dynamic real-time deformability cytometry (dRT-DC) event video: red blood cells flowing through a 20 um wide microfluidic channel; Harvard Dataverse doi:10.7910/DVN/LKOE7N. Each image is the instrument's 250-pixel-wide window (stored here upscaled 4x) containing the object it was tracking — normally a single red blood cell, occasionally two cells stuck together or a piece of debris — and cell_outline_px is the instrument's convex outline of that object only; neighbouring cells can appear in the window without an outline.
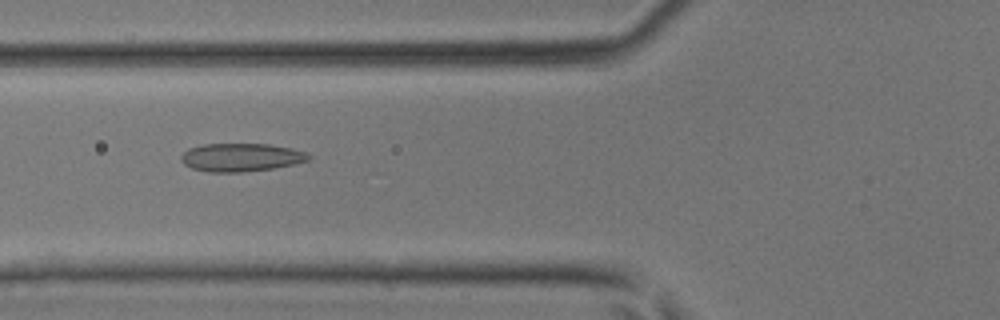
{"species": "common noctule bat (a hibernating species)", "species_latin": "Nyctalus noctula", "temperature_condition": "room temperature", "stored_images_in_passage": 44, "camera_frame_rate_fps": 3000, "um_per_image_px": 0.085, "animal": {"sex": "male", "body_mass_g": 17.9, "forearm_length_mm": 54.2}, "frame": {"image": 1, "passage_image": 17, "time_ms": 5.333, "image_size_px": [1000, 320], "cell_outline_px": [[312, 156], [308, 160], [292, 164], [272, 168], [244, 172], [208, 172], [192, 168], [184, 164], [180, 160], [180, 156], [188, 148], [204, 144], [268, 144], [292, 148], [308, 152]], "centroid_in_image_um": [20.48, 13.37], "position_along_channel_um": 105.3, "area_um2": 20.98}}
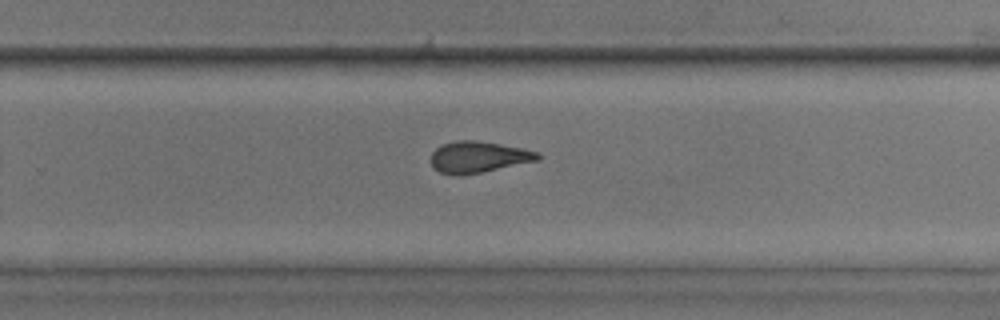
{"frame": {"image": 2, "passage_image": 29, "time_ms": 9.333, "image_size_px": [1000, 320], "cell_outline_px": [[540, 160], [460, 176], [452, 176], [440, 172], [432, 168], [432, 152], [440, 144], [456, 140], [472, 140], [500, 144], [540, 152]], "centroid_in_image_um": [40.63, 13.35], "position_along_channel_um": 289.2, "area_um2": 19.54}}
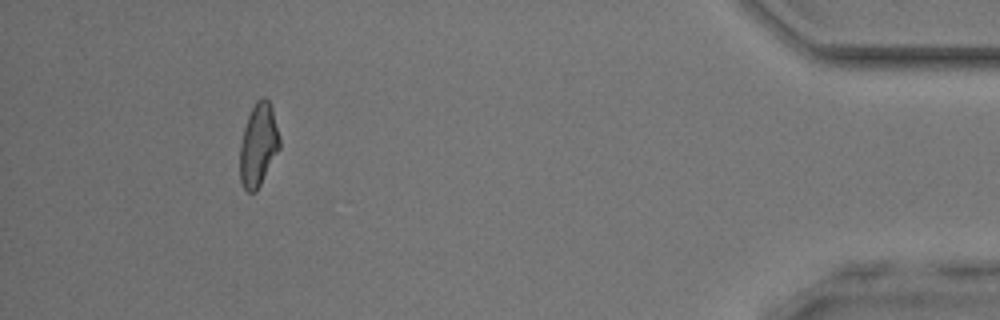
{"frame": {"image": 3, "passage_image": 41, "time_ms": 13.333, "image_size_px": [1000, 320], "cell_outline_px": [[280, 148], [256, 192], [248, 192], [244, 188], [240, 180], [240, 144], [244, 128], [248, 116], [256, 100], [264, 96], [268, 100], [272, 108], [280, 140]], "centroid_in_image_um": [21.95, 12.32], "position_along_channel_um": 413.2, "area_um2": 19.02}}